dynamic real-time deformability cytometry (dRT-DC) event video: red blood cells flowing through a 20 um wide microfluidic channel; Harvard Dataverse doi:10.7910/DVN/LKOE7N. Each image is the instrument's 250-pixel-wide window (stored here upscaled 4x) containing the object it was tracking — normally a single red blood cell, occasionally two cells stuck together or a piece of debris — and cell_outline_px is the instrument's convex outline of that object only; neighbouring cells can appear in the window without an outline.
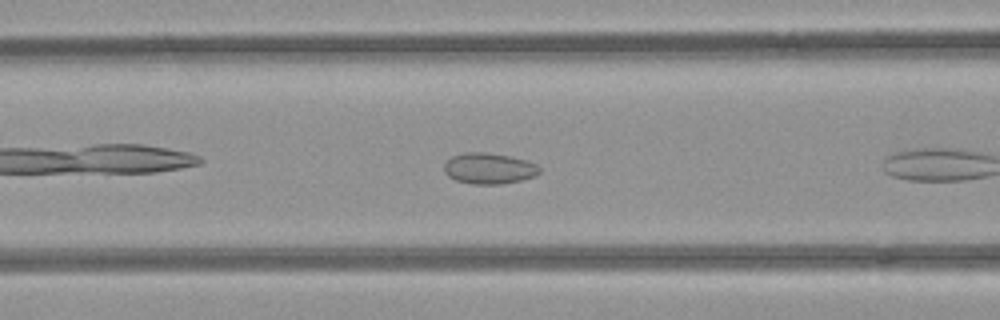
{"species": "common noctule bat (a hibernating species)", "species_latin": "Nyctalus noctula", "temperature_condition": "room temperature", "stored_images_in_passage": 13, "camera_frame_rate_fps": 3000, "um_per_image_px": 0.085, "animal": {"sex": "female", "body_mass_g": 21.9}, "frame": {"image": 1, "passage_image": 8, "time_ms": 2.333, "image_size_px": [1000, 320], "cell_outline_px": [[540, 172], [536, 176], [520, 180], [500, 184], [472, 184], [456, 180], [448, 176], [444, 172], [444, 164], [452, 156], [464, 152], [484, 152], [508, 156], [524, 160], [536, 164], [540, 168]], "centroid_in_image_um": [41.54, 14.32], "position_along_channel_um": 125.1, "area_um2": 17.11}}
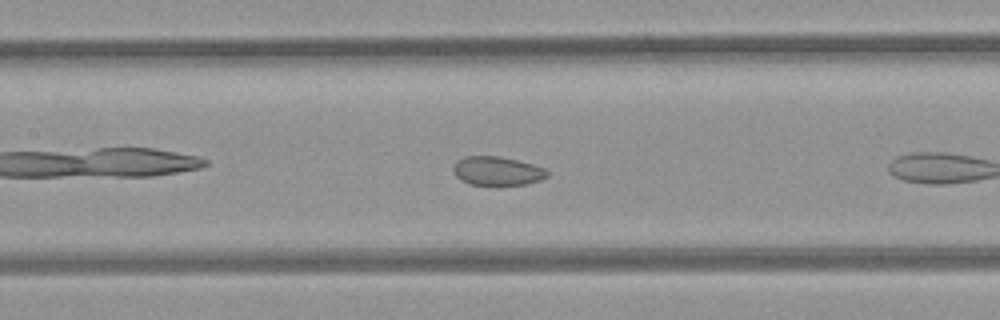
{"frame": {"image": 2, "passage_image": 11, "time_ms": 3.333, "image_size_px": [1000, 320], "cell_outline_px": [[548, 176], [540, 180], [524, 184], [468, 184], [456, 176], [452, 168], [456, 160], [464, 156], [500, 156], [532, 164], [544, 168], [548, 172]], "centroid_in_image_um": [42.23, 14.51], "position_along_channel_um": 165.2, "area_um2": 15.61}}